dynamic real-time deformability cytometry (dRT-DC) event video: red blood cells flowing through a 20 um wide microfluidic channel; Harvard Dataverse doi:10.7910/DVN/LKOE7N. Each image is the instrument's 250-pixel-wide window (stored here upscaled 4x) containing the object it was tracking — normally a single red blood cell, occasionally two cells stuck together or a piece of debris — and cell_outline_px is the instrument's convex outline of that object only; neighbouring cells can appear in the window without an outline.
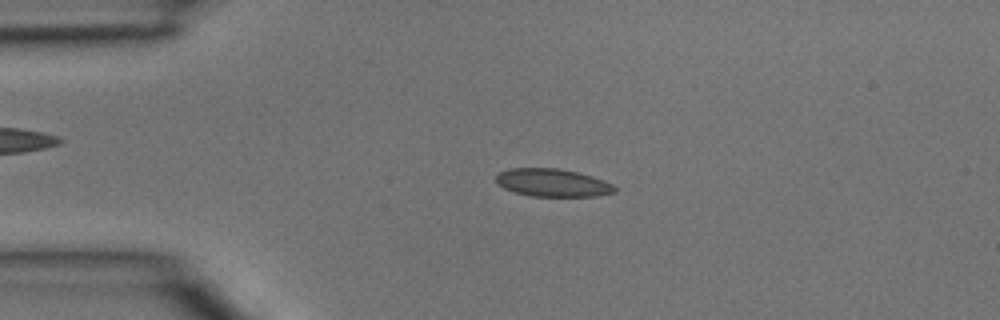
{"species": "common noctule bat (a hibernating species)", "species_latin": "Nyctalus noctula", "temperature_condition": "room temperature", "stored_images_in_passage": 2, "camera_frame_rate_fps": 3000, "um_per_image_px": 0.085, "animal": {"sex": "male", "body_mass_g": 15.6}, "frame": {"image": 1, "passage_image": 1, "time_ms": 0.0, "image_size_px": [1000, 320], "cell_outline_px": [[616, 192], [596, 196], [532, 196], [516, 192], [504, 188], [496, 180], [496, 176], [500, 172], [508, 168], [560, 168], [592, 176], [604, 180], [612, 184], [616, 188]], "centroid_in_image_um": [46.99, 15.52], "position_along_channel_um": 38.0, "area_um2": 19.13}}